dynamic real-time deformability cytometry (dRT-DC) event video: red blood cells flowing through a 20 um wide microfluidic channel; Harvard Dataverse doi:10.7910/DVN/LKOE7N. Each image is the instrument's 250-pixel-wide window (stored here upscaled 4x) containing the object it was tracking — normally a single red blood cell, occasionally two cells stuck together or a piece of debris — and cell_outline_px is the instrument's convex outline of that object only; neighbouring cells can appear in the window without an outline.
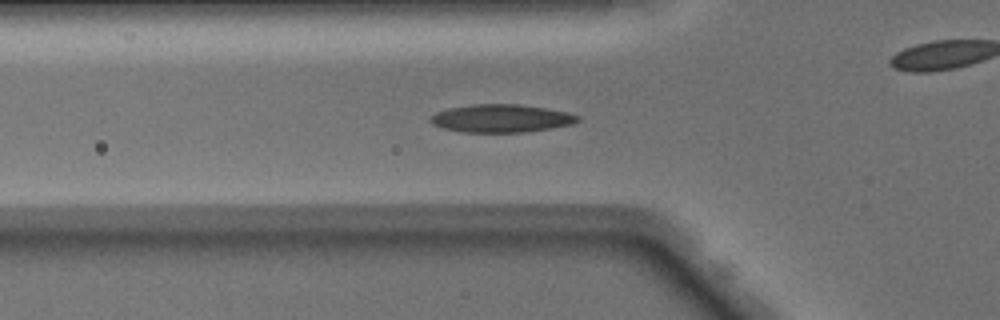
{"species": "Egyptian fruit bat (a non-hibernating species)", "species_latin": "Rousettus aegyptiacus", "temperature_condition": "warm", "stored_images_in_passage": 39, "camera_frame_rate_fps": 3000, "um_per_image_px": 0.085, "animal": {"sex": "male"}, "frame": {"image": 1, "passage_image": 6, "time_ms": 1.667, "image_size_px": [1000, 320], "cell_outline_px": [[580, 120], [572, 124], [524, 132], [460, 132], [444, 128], [432, 124], [428, 120], [436, 112], [448, 108], [472, 104], [520, 104], [568, 112], [580, 116]], "centroid_in_image_um": [42.58, 10.05], "position_along_channel_um": 83.2, "area_um2": 23.93}}
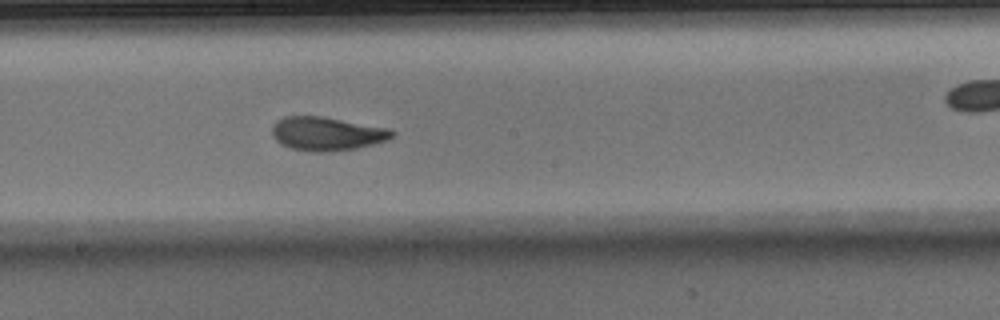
{"frame": {"image": 2, "passage_image": 16, "time_ms": 5.0, "image_size_px": [1000, 320], "cell_outline_px": [[396, 132], [388, 140], [356, 148], [324, 152], [312, 152], [292, 148], [280, 144], [272, 136], [272, 124], [276, 120], [284, 116], [324, 116], [388, 128]], "centroid_in_image_um": [27.75, 11.35], "position_along_channel_um": 220.5, "area_um2": 23.64}}
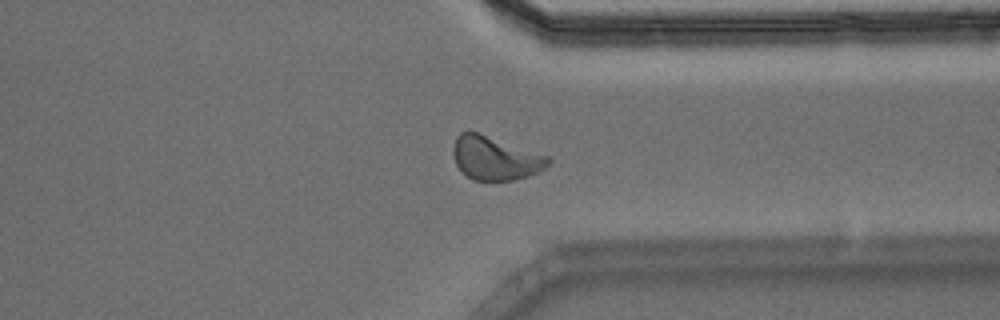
{"frame": {"image": 3, "passage_image": 27, "time_ms": 8.667, "image_size_px": [1000, 320], "cell_outline_px": [[552, 160], [544, 168], [528, 176], [512, 180], [472, 180], [460, 172], [456, 164], [452, 152], [452, 148], [456, 136], [460, 132], [476, 132], [548, 156]], "centroid_in_image_um": [42.04, 13.46], "position_along_channel_um": 369.4, "area_um2": 23.93}, "authors_computed_cell_mechanics": {"area_um2": 23.4668, "velocity_mm_per_s": 4.0875, "shape_relaxation_time_tau1_ms": 3.3369, "shape_relaxation_time_tau2_ms": 1.3952, "deformation_change_tau1": 0.1468, "deformation_change_tau2": 0.0614}}